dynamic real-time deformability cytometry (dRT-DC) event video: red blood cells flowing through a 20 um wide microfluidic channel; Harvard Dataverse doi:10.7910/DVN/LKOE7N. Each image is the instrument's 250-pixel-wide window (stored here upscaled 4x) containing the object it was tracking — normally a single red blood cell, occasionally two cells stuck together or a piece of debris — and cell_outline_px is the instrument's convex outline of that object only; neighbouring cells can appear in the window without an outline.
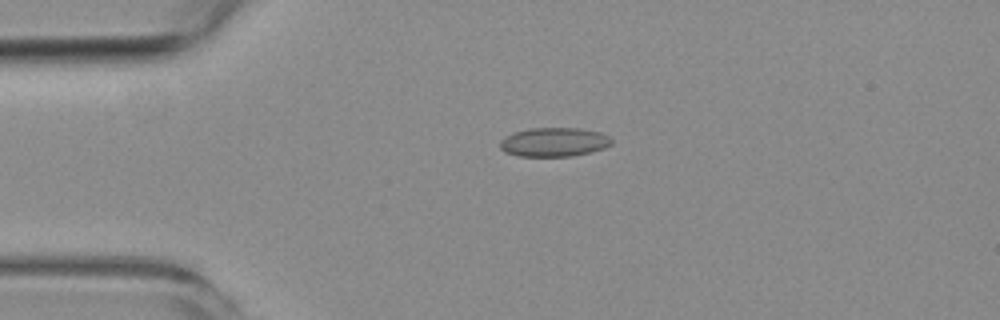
{"species": "common noctule bat (a hibernating species)", "species_latin": "Nyctalus noctula", "temperature_condition": "room temperature", "stored_images_in_passage": 5, "camera_frame_rate_fps": 3000, "um_per_image_px": 0.085, "animal": {"sex": "female", "body_mass_g": 19.3, "forearm_length_mm": 54.1}, "frame": {"image": 1, "passage_image": 3, "time_ms": 3.333, "image_size_px": [1000, 320], "cell_outline_px": [[612, 144], [604, 148], [572, 156], [516, 156], [504, 152], [500, 148], [500, 140], [504, 136], [512, 132], [528, 128], [580, 128], [600, 132], [608, 136], [612, 140]], "centroid_in_image_um": [47.04, 12.07], "position_along_channel_um": 38.0, "area_um2": 19.02}}
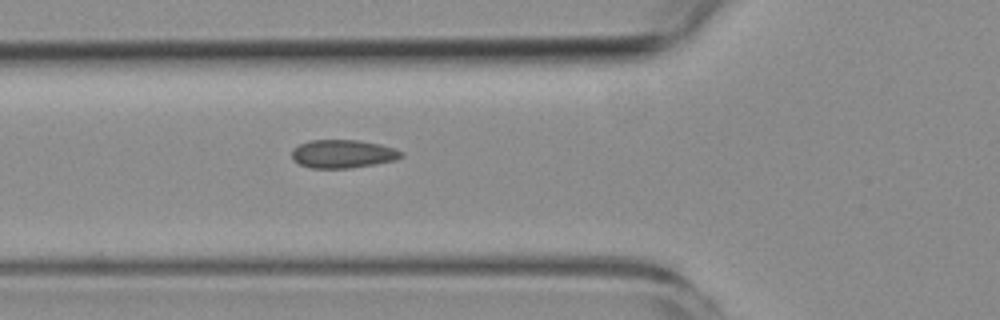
{"frame": {"image": 2, "passage_image": 5, "time_ms": 5.667, "image_size_px": [1000, 320], "cell_outline_px": [[404, 156], [396, 160], [348, 168], [312, 168], [300, 164], [292, 160], [292, 148], [308, 140], [356, 140], [380, 144], [396, 148], [404, 152]], "centroid_in_image_um": [29.15, 13.07], "position_along_channel_um": 96.7, "area_um2": 18.09}}